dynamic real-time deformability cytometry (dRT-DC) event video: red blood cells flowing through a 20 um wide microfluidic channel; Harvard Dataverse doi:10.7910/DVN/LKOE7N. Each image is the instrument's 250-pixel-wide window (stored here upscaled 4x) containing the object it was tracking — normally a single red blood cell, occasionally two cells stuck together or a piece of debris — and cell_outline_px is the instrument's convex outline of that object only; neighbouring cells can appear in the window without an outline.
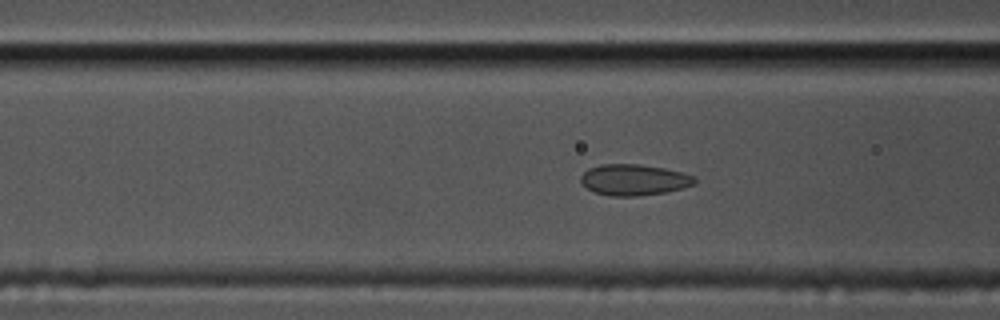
{"species": "common noctule bat (a hibernating species)", "species_latin": "Nyctalus noctula", "temperature_condition": "cold", "stored_images_in_passage": 59, "camera_frame_rate_fps": 3000, "um_per_image_px": 0.085, "animal": {"sex": "male", "body_mass_g": 17.5, "forearm_length_mm": 52.3}, "frame": {"image": 1, "passage_image": 22, "time_ms": 7.0, "image_size_px": [1000, 320], "cell_outline_px": [[696, 184], [684, 188], [668, 192], [636, 196], [612, 196], [596, 192], [588, 188], [580, 180], [580, 176], [588, 168], [600, 164], [640, 164], [664, 168], [680, 172], [692, 176], [696, 180]], "centroid_in_image_um": [53.9, 15.28], "position_along_channel_um": 112.7, "area_um2": 20.58}}
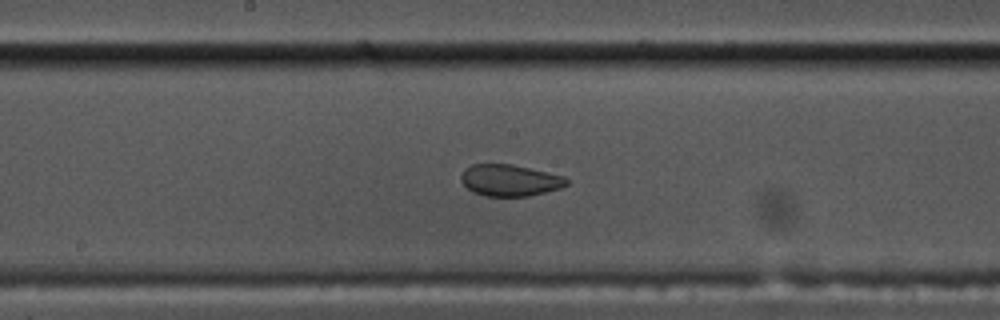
{"frame": {"image": 2, "passage_image": 30, "time_ms": 9.667, "image_size_px": [1000, 320], "cell_outline_px": [[568, 184], [560, 188], [528, 196], [484, 196], [472, 192], [460, 180], [460, 176], [464, 168], [472, 164], [512, 164], [564, 176], [568, 180]], "centroid_in_image_um": [43.3, 15.32], "position_along_channel_um": 204.9, "area_um2": 19.42}}
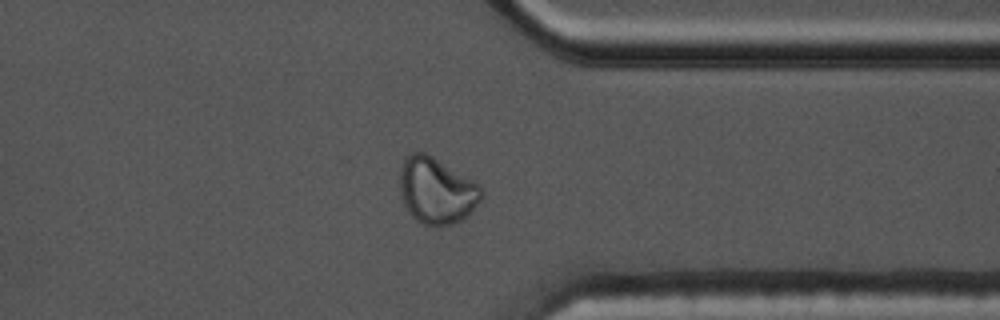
{"frame": {"image": 3, "passage_image": 45, "time_ms": 14.667, "image_size_px": [1000, 320], "cell_outline_px": [[484, 196], [460, 220], [452, 224], [424, 224], [416, 220], [412, 216], [404, 204], [400, 192], [400, 168], [404, 156], [412, 152], [424, 152], [432, 156], [476, 184], [480, 188]], "centroid_in_image_um": [37.03, 16.18], "position_along_channel_um": 374.4, "area_um2": 30.58}}